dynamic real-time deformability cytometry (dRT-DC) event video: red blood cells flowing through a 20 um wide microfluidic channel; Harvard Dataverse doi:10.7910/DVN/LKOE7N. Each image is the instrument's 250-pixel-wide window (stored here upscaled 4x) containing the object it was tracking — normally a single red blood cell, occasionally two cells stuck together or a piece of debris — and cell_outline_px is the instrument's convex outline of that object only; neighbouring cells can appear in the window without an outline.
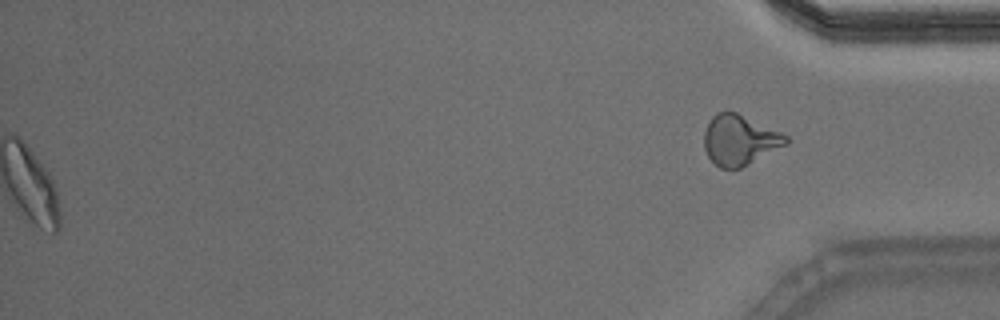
{"species": "Egyptian fruit bat (a non-hibernating species)", "species_latin": "Rousettus aegyptiacus", "temperature_condition": "warm", "stored_images_in_passage": 43, "segment_of_instrument_passage": [2, 2], "camera_frame_rate_fps": 3000, "um_per_image_px": 0.085, "animal": {"sex": "male"}, "frame": {"image": 1, "passage_image": 43, "time_ms": 14.0, "image_size_px": [1000, 320], "cell_outline_px": [[788, 144], [740, 168], [720, 168], [708, 156], [704, 148], [704, 132], [712, 116], [716, 112], [736, 112], [780, 132], [788, 136]], "centroid_in_image_um": [62.86, 11.9], "position_along_channel_um": 372.3, "area_um2": 23.64}}